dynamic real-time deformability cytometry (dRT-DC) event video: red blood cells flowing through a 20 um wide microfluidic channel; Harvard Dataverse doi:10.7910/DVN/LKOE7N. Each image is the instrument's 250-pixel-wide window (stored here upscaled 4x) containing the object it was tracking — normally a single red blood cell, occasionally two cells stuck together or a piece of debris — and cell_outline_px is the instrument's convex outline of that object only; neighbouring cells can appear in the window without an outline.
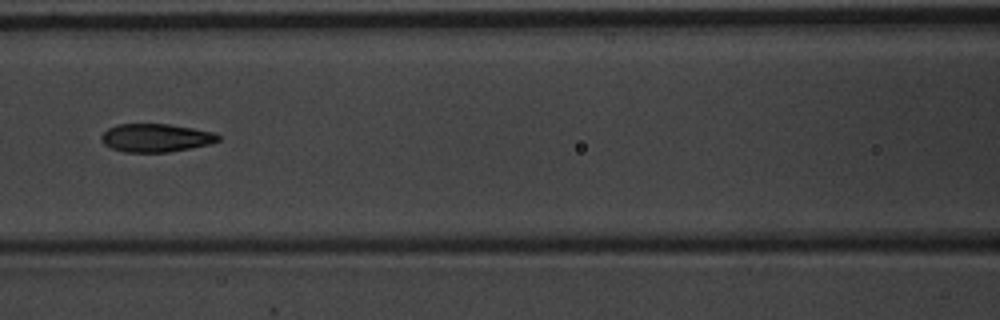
{"species": "common noctule bat (a hibernating species)", "species_latin": "Nyctalus noctula", "temperature_condition": "warm", "stored_images_in_passage": 9, "camera_frame_rate_fps": 3000, "um_per_image_px": 0.085, "animal": {"sex": "male", "body_mass_g": 20.1, "forearm_length_mm": 53.5}, "frame": {"image": 1, "passage_image": 6, "time_ms": 1.667, "image_size_px": [1000, 320], "cell_outline_px": [[220, 140], [212, 144], [168, 152], [124, 152], [112, 148], [104, 144], [100, 140], [100, 136], [108, 128], [116, 124], [168, 124], [216, 132], [220, 136]], "centroid_in_image_um": [13.26, 11.71], "position_along_channel_um": 153.3, "area_um2": 19.36}}
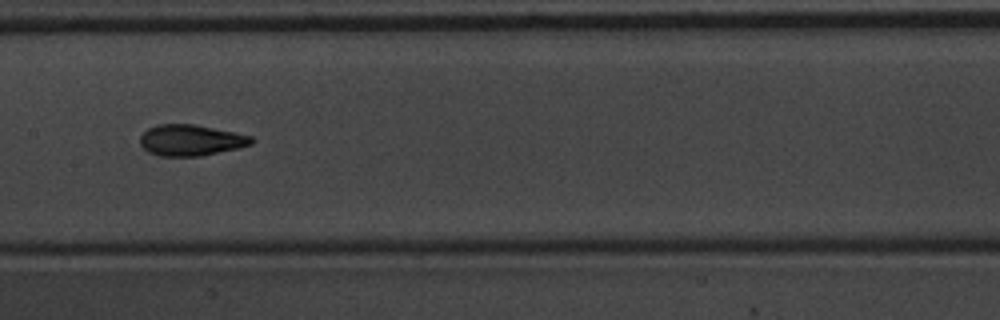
{"frame": {"image": 2, "passage_image": 7, "time_ms": 2.0, "image_size_px": [1000, 320], "cell_outline_px": [[256, 140], [252, 144], [240, 148], [200, 156], [160, 156], [148, 152], [140, 144], [140, 136], [148, 128], [156, 124], [196, 124], [252, 136]], "centroid_in_image_um": [16.24, 11.91], "position_along_channel_um": 191.2, "area_um2": 20.35}}
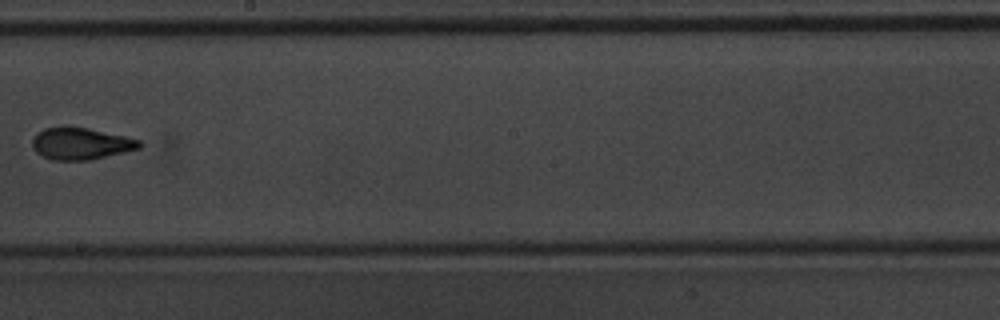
{"frame": {"image": 3, "passage_image": 8, "time_ms": 2.333, "image_size_px": [1000, 320], "cell_outline_px": [[144, 144], [140, 148], [92, 160], [52, 160], [36, 152], [32, 148], [32, 140], [36, 132], [44, 128], [64, 124], [88, 128], [124, 136], [140, 140]], "centroid_in_image_um": [6.84, 12.18], "position_along_channel_um": 241.4, "area_um2": 20.35}}